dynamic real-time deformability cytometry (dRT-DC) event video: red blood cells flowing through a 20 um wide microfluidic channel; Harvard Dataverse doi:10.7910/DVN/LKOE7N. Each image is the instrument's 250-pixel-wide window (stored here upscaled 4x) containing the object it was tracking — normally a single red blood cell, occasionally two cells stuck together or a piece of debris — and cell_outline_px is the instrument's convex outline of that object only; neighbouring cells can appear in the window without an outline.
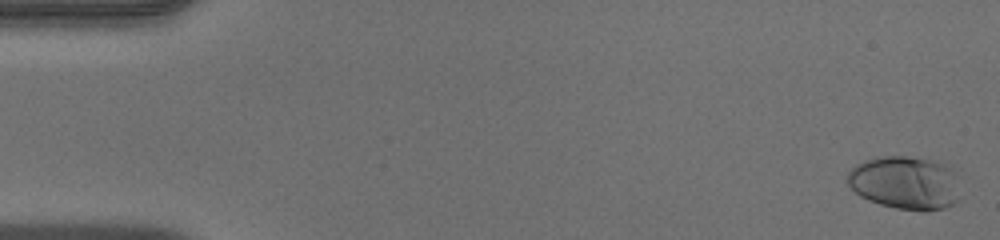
{"species": "human", "species_latin": "Homo sapiens", "temperature_condition": "warm", "stored_images_in_passage": 49, "camera_frame_rate_fps": 3000, "um_per_image_px": 0.085, "donor": {"sex": "male"}, "frame": {"image": 1, "passage_image": 2, "time_ms": 0.333, "image_size_px": [1000, 240], "cell_outline_px": [[960, 200], [944, 208], [924, 212], [896, 208], [880, 204], [868, 200], [860, 196], [848, 184], [848, 172], [856, 164], [864, 160], [880, 156], [904, 156], [944, 164], [956, 176]], "centroid_in_image_um": [76.92, 15.56], "position_along_channel_um": 8.1, "area_um2": 34.85}}
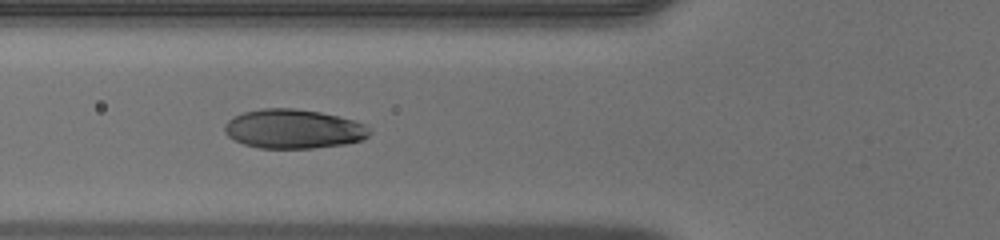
{"frame": {"image": 2, "passage_image": 19, "time_ms": 6.0, "image_size_px": [1000, 240], "cell_outline_px": [[372, 132], [368, 136], [360, 140], [344, 144], [312, 148], [260, 148], [244, 144], [228, 136], [224, 132], [224, 124], [232, 116], [244, 112], [260, 108], [292, 108], [320, 112], [352, 120], [364, 124]], "centroid_in_image_um": [24.9, 10.95], "position_along_channel_um": 100.9, "area_um2": 33.0}}
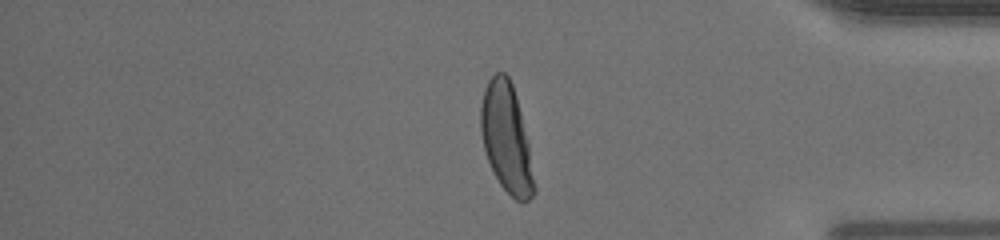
{"frame": {"image": 3, "passage_image": 41, "time_ms": 13.333, "image_size_px": [1000, 240], "cell_outline_px": [[536, 192], [524, 204], [516, 200], [500, 184], [488, 160], [484, 148], [480, 128], [480, 108], [484, 88], [488, 80], [496, 72], [504, 72], [508, 76], [512, 84], [516, 96], [528, 144], [536, 188]], "centroid_in_image_um": [43.04, 11.75], "position_along_channel_um": 392.2, "area_um2": 33.52}}